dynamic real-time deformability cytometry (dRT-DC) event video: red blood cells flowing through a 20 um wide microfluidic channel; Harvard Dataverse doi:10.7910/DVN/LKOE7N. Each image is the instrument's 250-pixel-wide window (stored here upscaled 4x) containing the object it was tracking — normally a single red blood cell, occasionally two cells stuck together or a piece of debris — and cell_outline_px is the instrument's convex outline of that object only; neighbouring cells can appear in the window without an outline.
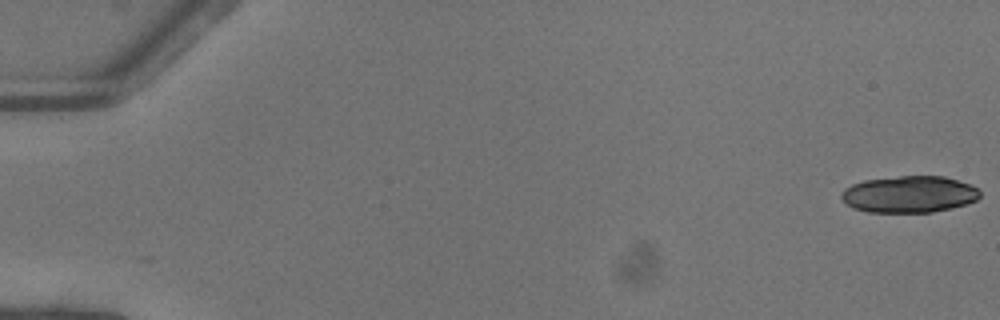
{"species": "common noctule bat (a hibernating species)", "species_latin": "Nyctalus noctula", "temperature_condition": "warm", "stored_images_in_passage": 20, "camera_frame_rate_fps": 3000, "um_per_image_px": 0.085, "animal": {"sex": "female"}, "frame": {"image": 1, "passage_image": 1, "time_ms": 0.0, "image_size_px": [1000, 320], "cell_outline_px": [[980, 196], [976, 200], [964, 204], [932, 212], [868, 212], [852, 208], [840, 196], [840, 192], [844, 188], [852, 184], [864, 180], [900, 176], [944, 176], [972, 184], [980, 192]], "centroid_in_image_um": [77.26, 16.5], "position_along_channel_um": 7.7, "area_um2": 29.59}}
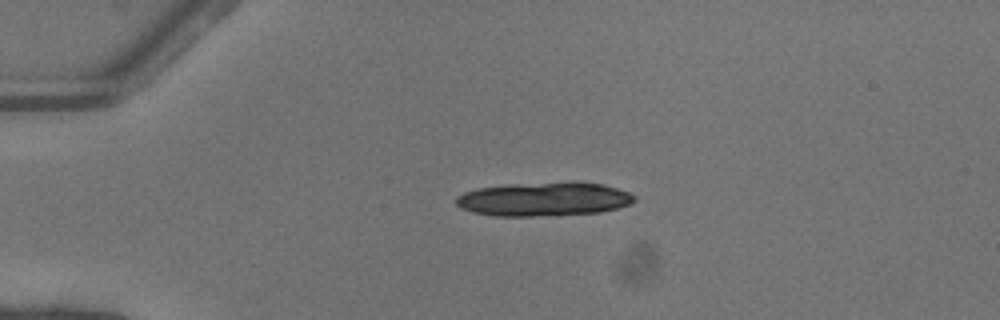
{"frame": {"image": 2, "passage_image": 13, "time_ms": 4.0, "image_size_px": [1000, 320], "cell_outline_px": [[636, 200], [628, 204], [616, 208], [600, 212], [532, 216], [496, 216], [472, 212], [460, 208], [456, 204], [456, 196], [464, 192], [476, 188], [516, 184], [576, 180], [580, 180], [604, 184], [628, 192], [636, 196]], "centroid_in_image_um": [46.24, 16.9], "position_along_channel_um": 38.8, "area_um2": 35.49}}